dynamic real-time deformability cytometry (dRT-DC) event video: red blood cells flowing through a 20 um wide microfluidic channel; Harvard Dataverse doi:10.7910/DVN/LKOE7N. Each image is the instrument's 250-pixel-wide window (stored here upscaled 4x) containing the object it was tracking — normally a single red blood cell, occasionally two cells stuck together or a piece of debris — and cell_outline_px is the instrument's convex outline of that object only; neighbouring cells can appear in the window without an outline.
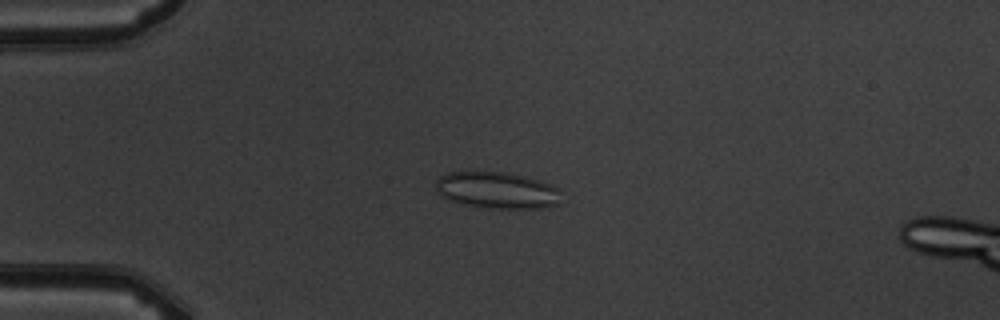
{"species": "common noctule bat (a hibernating species)", "species_latin": "Nyctalus noctula", "temperature_condition": "warm", "stored_images_in_passage": 6, "camera_frame_rate_fps": 3000, "um_per_image_px": 0.085, "animal": {"sex": "male", "body_mass_g": 19.5, "forearm_length_mm": 54.6}, "frame": {"image": 1, "passage_image": 4, "time_ms": 4.333, "image_size_px": [1000, 320], "cell_outline_px": [[560, 204], [548, 208], [488, 208], [464, 204], [448, 200], [440, 196], [436, 188], [436, 180], [440, 176], [448, 172], [508, 172], [524, 176], [552, 184], [560, 188]], "centroid_in_image_um": [42.28, 16.18], "position_along_channel_um": 42.7, "area_um2": 27.05}}